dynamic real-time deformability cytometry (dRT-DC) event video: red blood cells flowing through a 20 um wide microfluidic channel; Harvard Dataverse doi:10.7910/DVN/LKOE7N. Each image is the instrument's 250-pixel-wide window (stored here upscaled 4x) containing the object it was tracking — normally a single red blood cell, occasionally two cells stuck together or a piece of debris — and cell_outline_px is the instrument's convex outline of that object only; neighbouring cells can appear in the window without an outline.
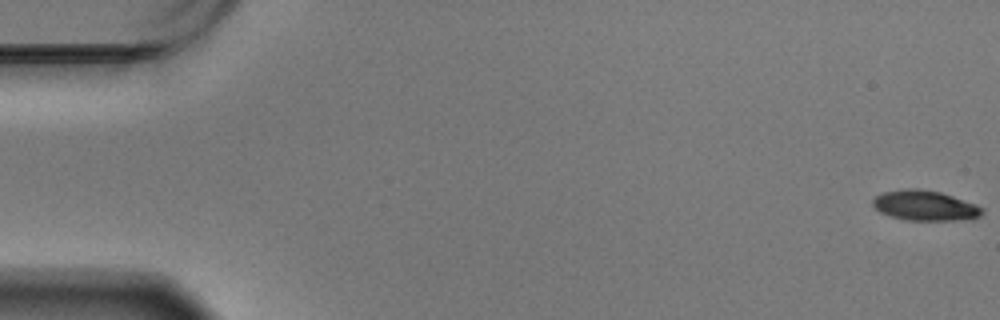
{"species": "Egyptian fruit bat (a non-hibernating species)", "species_latin": "Rousettus aegyptiacus", "temperature_condition": "warm", "stored_images_in_passage": 60, "camera_frame_rate_fps": 3000, "um_per_image_px": 0.085, "animal": {"sex": "male"}, "frame": {"image": 1, "passage_image": 1, "time_ms": 0.0, "image_size_px": [1000, 320], "cell_outline_px": [[984, 212], [980, 216], [956, 220], [908, 220], [892, 216], [880, 212], [872, 204], [872, 200], [876, 196], [884, 192], [904, 188], [916, 188], [940, 192], [976, 204], [984, 208]], "centroid_in_image_um": [78.62, 17.46], "position_along_channel_um": 6.4, "area_um2": 19.02}}
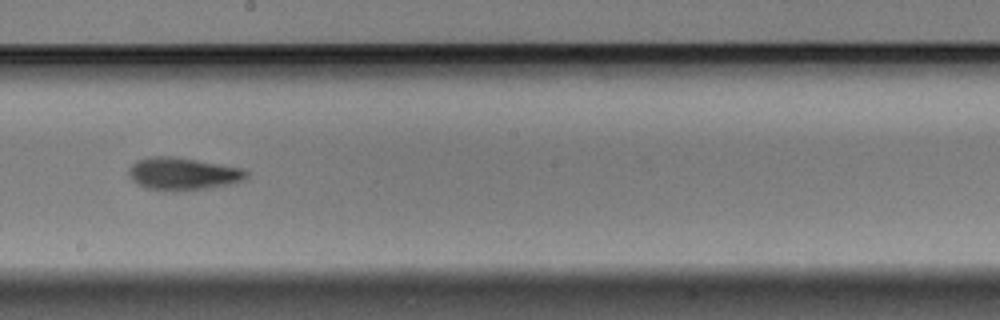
{"frame": {"image": 2, "passage_image": 34, "time_ms": 11.0, "image_size_px": [1000, 320], "cell_outline_px": [[248, 176], [244, 180], [228, 184], [208, 188], [176, 192], [172, 192], [148, 188], [132, 180], [128, 172], [128, 168], [136, 160], [148, 156], [172, 156], [244, 168], [248, 172]], "centroid_in_image_um": [15.54, 14.77], "position_along_channel_um": 232.7, "area_um2": 22.43}}
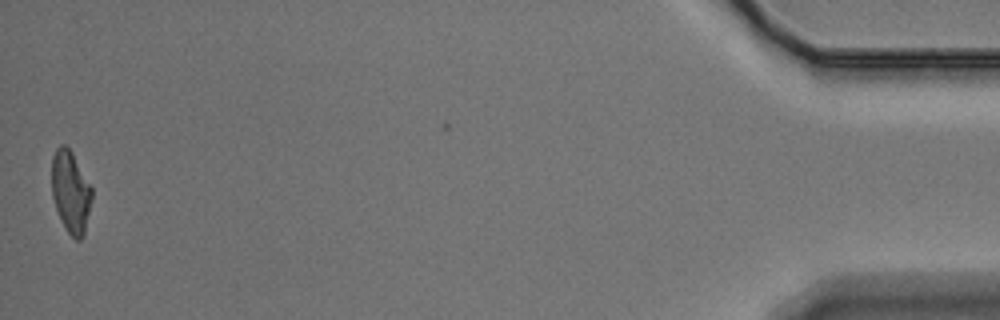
{"frame": {"image": 3, "passage_image": 59, "time_ms": 19.333, "image_size_px": [1000, 320], "cell_outline_px": [[92, 200], [84, 236], [80, 240], [76, 240], [68, 232], [56, 208], [52, 196], [52, 156], [56, 148], [60, 144], [64, 144], [72, 152], [92, 188]], "centroid_in_image_um": [6.02, 16.29], "position_along_channel_um": 429.2, "area_um2": 19.07}, "authors_computed_cell_mechanics": {"area_um2": 20.3745, "velocity_mm_per_s": 3.4628, "shape_relaxation_time_tau1_ms": 2.2317, "shape_relaxation_time_tau2_ms": 4.6695, "deformation_change_tau1": 0.1395, "deformation_change_tau2": 0.1223}}